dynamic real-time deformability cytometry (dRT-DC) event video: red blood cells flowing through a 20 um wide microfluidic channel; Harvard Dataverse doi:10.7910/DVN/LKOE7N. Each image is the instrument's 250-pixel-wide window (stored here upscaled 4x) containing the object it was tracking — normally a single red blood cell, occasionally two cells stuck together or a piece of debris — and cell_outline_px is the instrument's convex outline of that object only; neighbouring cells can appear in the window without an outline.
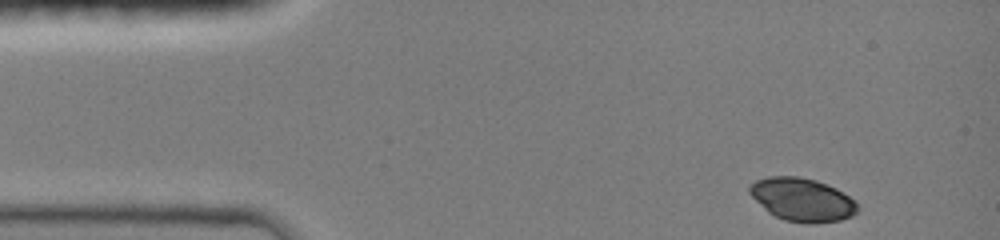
{"species": "common noctule bat (a hibernating species)", "species_latin": "Nyctalus noctula", "temperature_condition": "room temperature", "stored_images_in_passage": 11, "camera_frame_rate_fps": 3000, "um_per_image_px": 0.085, "animal": {"sex": "female", "body_mass_g": 19.0, "forearm_length_mm": 51.5}, "frame": {"image": 1, "passage_image": 1, "time_ms": 0.0, "image_size_px": [1000, 240], "cell_outline_px": [[860, 208], [852, 216], [840, 220], [816, 224], [808, 224], [784, 220], [768, 212], [748, 192], [748, 188], [756, 180], [768, 176], [796, 176], [816, 180], [836, 188], [856, 200]], "centroid_in_image_um": [68.22, 16.98], "position_along_channel_um": 16.8, "area_um2": 27.34}}
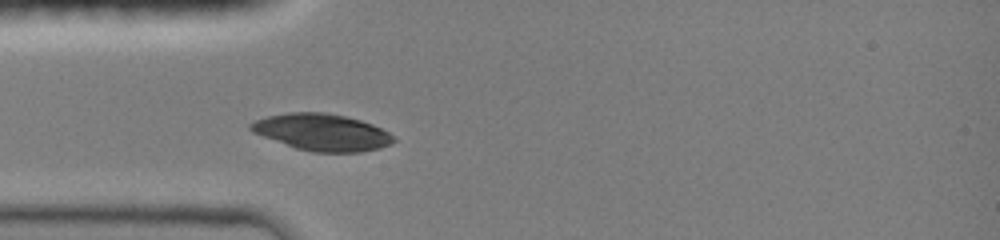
{"frame": {"image": 2, "passage_image": 9, "time_ms": 3.0, "image_size_px": [1000, 240], "cell_outline_px": [[396, 140], [392, 144], [380, 148], [360, 152], [312, 152], [296, 148], [252, 132], [248, 128], [248, 124], [256, 120], [268, 116], [288, 112], [324, 112], [344, 116], [360, 120], [372, 124], [388, 132]], "centroid_in_image_um": [27.37, 11.24], "position_along_channel_um": 57.6, "area_um2": 30.52}}